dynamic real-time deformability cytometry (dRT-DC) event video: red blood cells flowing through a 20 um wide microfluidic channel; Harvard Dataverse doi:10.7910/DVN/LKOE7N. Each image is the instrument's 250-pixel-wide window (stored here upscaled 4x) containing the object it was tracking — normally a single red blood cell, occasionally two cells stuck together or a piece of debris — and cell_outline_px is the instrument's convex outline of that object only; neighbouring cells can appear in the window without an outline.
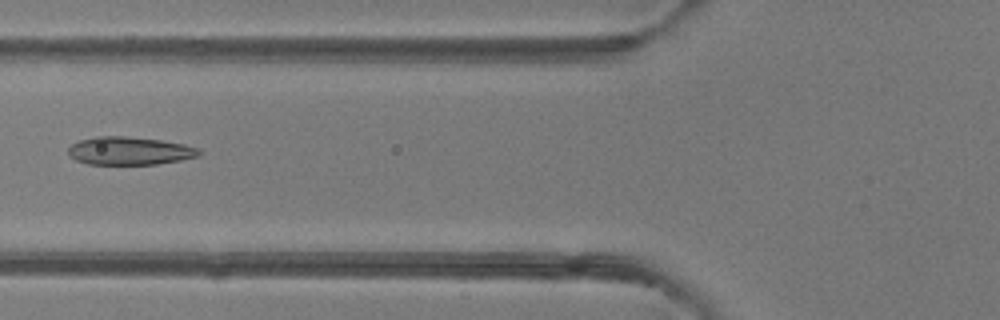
{"species": "common noctule bat (a hibernating species)", "species_latin": "Nyctalus noctula", "temperature_condition": "room temperature", "stored_images_in_passage": 6, "camera_frame_rate_fps": 3000, "um_per_image_px": 0.085, "animal": {"sex": "female"}, "frame": {"image": 1, "passage_image": 6, "time_ms": 6.0, "image_size_px": [1000, 320], "cell_outline_px": [[200, 156], [180, 160], [156, 164], [88, 164], [76, 160], [68, 152], [68, 148], [72, 144], [80, 140], [96, 136], [124, 136], [160, 140], [184, 144], [200, 148]], "centroid_in_image_um": [11.03, 12.82], "position_along_channel_um": 114.8, "area_um2": 21.27}}